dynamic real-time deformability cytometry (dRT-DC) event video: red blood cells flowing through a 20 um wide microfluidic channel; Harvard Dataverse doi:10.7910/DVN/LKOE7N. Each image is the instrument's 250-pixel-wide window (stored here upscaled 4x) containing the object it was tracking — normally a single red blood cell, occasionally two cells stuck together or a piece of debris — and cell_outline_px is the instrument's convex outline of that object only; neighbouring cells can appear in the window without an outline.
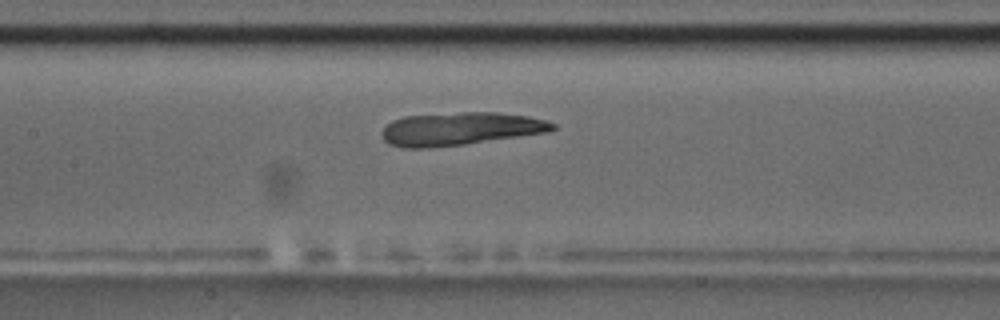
{"species": "common noctule bat (a hibernating species)", "species_latin": "Nyctalus noctula", "temperature_condition": "room temperature", "stored_images_in_passage": 52, "camera_frame_rate_fps": 3000, "um_per_image_px": 0.085, "animal": {"sex": "male", "body_mass_g": 17.5, "forearm_length_mm": 52.3}, "frame": {"image": 1, "passage_image": 23, "time_ms": 7.333, "image_size_px": [1000, 320], "cell_outline_px": [[556, 128], [548, 132], [464, 144], [424, 148], [404, 148], [388, 144], [380, 136], [380, 132], [392, 120], [404, 116], [460, 112], [496, 112], [528, 116], [544, 120], [556, 124]], "centroid_in_image_um": [39.08, 10.94], "position_along_channel_um": 168.3, "area_um2": 32.83}}